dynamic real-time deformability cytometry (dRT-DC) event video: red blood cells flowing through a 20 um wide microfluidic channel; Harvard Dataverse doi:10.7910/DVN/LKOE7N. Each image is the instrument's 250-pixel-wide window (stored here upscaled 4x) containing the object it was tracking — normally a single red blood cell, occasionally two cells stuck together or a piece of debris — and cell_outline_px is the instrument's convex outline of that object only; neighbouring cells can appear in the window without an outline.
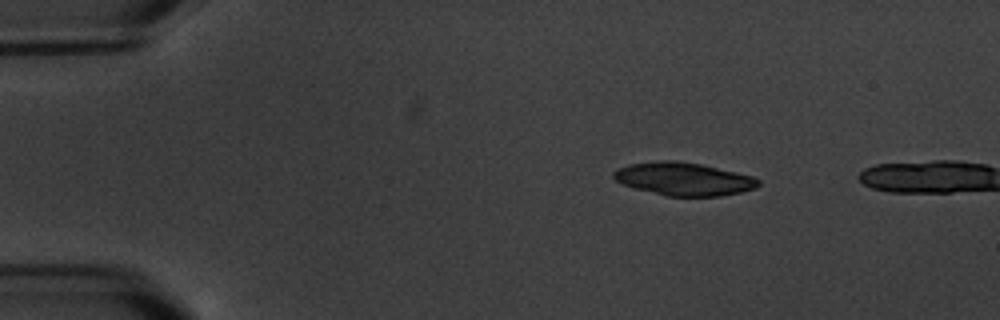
{"species": "common noctule bat (a hibernating species)", "species_latin": "Nyctalus noctula", "temperature_condition": "warm", "stored_images_in_passage": 2, "camera_frame_rate_fps": 3000, "um_per_image_px": 0.085, "animal": {"sex": "male", "body_mass_g": 20.1, "forearm_length_mm": 53.5}, "frame": {"image": 1, "passage_image": 1, "time_ms": 0.0, "image_size_px": [1000, 320], "cell_outline_px": [[760, 184], [756, 188], [740, 192], [720, 196], [668, 196], [636, 188], [624, 184], [616, 180], [612, 176], [612, 172], [616, 168], [628, 164], [660, 160], [676, 160], [700, 164], [736, 172], [752, 176], [760, 180]], "centroid_in_image_um": [58.1, 15.2], "position_along_channel_um": 26.9, "area_um2": 27.74}}